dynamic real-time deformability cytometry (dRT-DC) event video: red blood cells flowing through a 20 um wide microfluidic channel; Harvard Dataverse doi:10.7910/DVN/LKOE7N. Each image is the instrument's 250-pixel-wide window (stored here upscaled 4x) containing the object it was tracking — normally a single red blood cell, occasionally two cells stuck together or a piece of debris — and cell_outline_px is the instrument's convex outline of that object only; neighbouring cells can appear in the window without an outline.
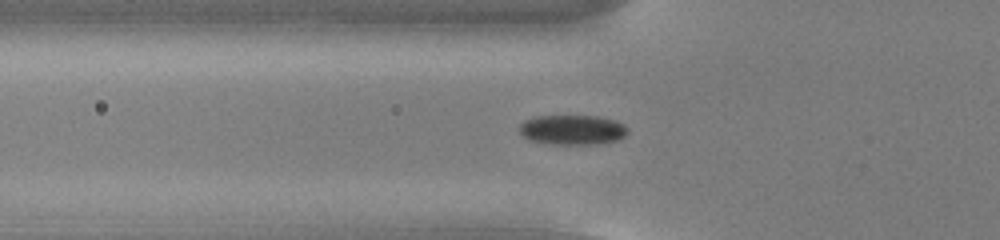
{"species": "common noctule bat (a hibernating species)", "species_latin": "Nyctalus noctula", "temperature_condition": "cold", "stored_images_in_passage": 46, "camera_frame_rate_fps": 3000, "um_per_image_px": 0.085, "animal": {"sex": "male", "body_mass_g": 13.0, "forearm_length_mm": 53.1}, "frame": {"image": 1, "passage_image": 10, "time_ms": 3.0, "image_size_px": [1000, 240], "cell_outline_px": [[628, 132], [624, 136], [616, 140], [596, 144], [544, 144], [528, 140], [520, 132], [520, 124], [524, 120], [536, 116], [600, 116], [616, 120], [624, 124], [628, 128]], "centroid_in_image_um": [48.65, 11.03], "position_along_channel_um": 77.1, "area_um2": 19.02}}
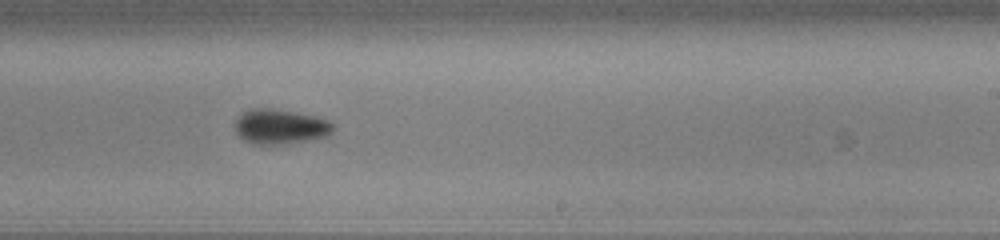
{"frame": {"image": 2, "passage_image": 25, "time_ms": 8.0, "image_size_px": [1000, 240], "cell_outline_px": [[332, 132], [328, 136], [288, 144], [252, 144], [244, 140], [236, 132], [236, 120], [248, 108], [272, 108], [296, 112], [316, 116], [328, 120], [332, 124]], "centroid_in_image_um": [23.82, 10.76], "position_along_channel_um": 265.2, "area_um2": 19.94}}
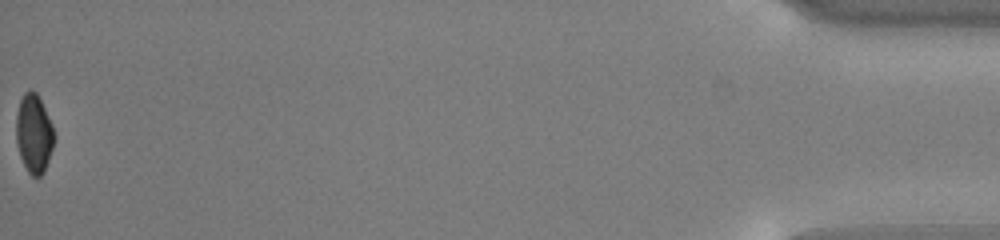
{"frame": {"image": 3, "passage_image": 46, "time_ms": 15.0, "image_size_px": [1000, 240], "cell_outline_px": [[56, 136], [44, 172], [40, 176], [32, 176], [28, 172], [20, 156], [16, 140], [16, 116], [20, 100], [24, 92], [28, 88], [32, 88], [36, 92], [52, 124]], "centroid_in_image_um": [2.88, 11.33], "position_along_channel_um": 432.3, "area_um2": 17.46}, "authors_computed_cell_mechanics": {"area_um2": 18.9873, "velocity_mm_per_s": 3.7676, "shape_relaxation_time_tau1_ms": 2.9362, "shape_relaxation_time_tau2_ms": null, "deformation_change_tau1": 0.0849, "deformation_change_tau2": null}}